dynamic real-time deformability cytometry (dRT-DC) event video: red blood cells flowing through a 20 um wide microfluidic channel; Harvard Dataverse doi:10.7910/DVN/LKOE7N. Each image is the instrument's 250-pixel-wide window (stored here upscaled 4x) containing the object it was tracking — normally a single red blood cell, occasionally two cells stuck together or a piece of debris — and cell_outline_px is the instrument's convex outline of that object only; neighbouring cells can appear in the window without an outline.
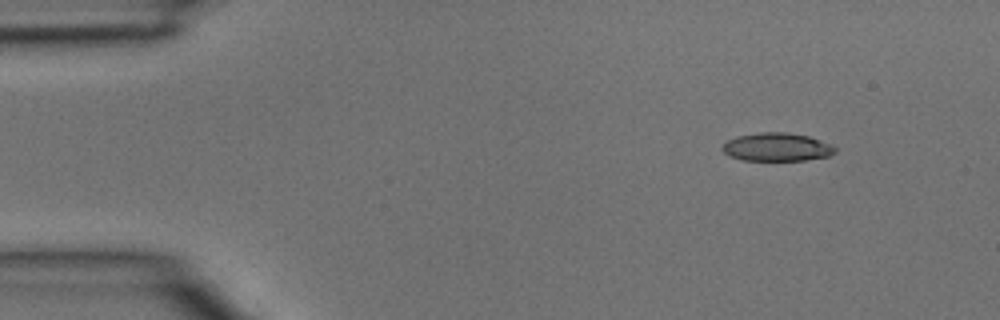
{"species": "common noctule bat (a hibernating species)", "species_latin": "Nyctalus noctula", "temperature_condition": "room temperature", "stored_images_in_passage": 5, "camera_frame_rate_fps": 3000, "um_per_image_px": 0.085, "animal": {"sex": "male", "body_mass_g": 15.6}, "frame": {"image": 1, "passage_image": 2, "time_ms": 0.333, "image_size_px": [1000, 320], "cell_outline_px": [[836, 152], [828, 156], [804, 160], [744, 160], [732, 156], [724, 152], [720, 148], [728, 140], [736, 136], [760, 132], [788, 132], [808, 136], [828, 144], [836, 148]], "centroid_in_image_um": [66.01, 12.49], "position_along_channel_um": 19.0, "area_um2": 18.32}}